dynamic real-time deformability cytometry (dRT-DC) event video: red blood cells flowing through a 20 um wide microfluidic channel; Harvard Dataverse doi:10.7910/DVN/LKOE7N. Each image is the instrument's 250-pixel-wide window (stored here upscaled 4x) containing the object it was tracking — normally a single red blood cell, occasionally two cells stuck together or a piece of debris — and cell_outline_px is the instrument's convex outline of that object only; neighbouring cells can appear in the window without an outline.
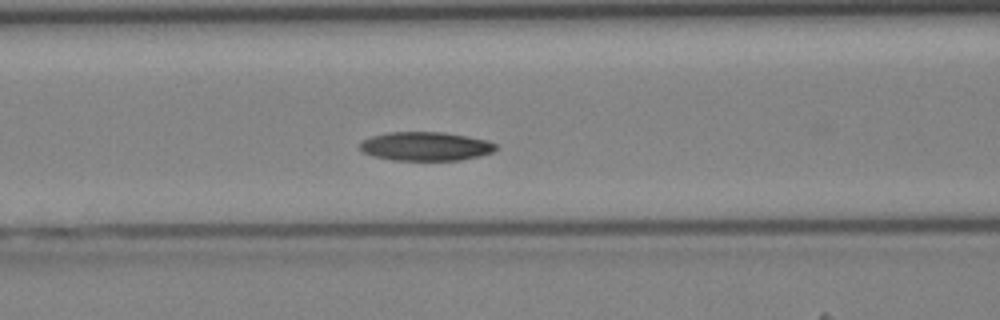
{"species": "Egyptian fruit bat (a non-hibernating species)", "species_latin": "Rousettus aegyptiacus", "temperature_condition": "cold", "stored_images_in_passage": 39, "camera_frame_rate_fps": 3000, "um_per_image_px": 0.085, "animal": {"sex": "female"}, "frame": {"image": 1, "passage_image": 13, "time_ms": 4.0, "image_size_px": [1000, 320], "cell_outline_px": [[496, 148], [492, 152], [480, 156], [460, 160], [392, 160], [372, 156], [364, 152], [360, 148], [360, 144], [364, 140], [372, 136], [388, 132], [444, 132], [468, 136], [488, 140], [496, 144]], "centroid_in_image_um": [36.2, 12.43], "position_along_channel_um": 130.4, "area_um2": 22.83}}
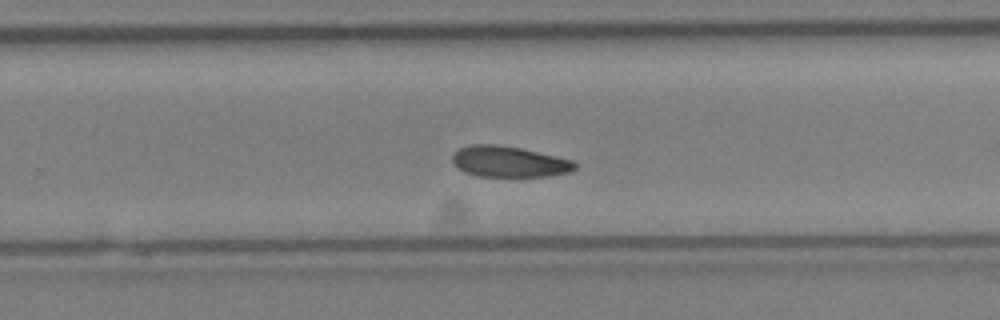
{"frame": {"image": 2, "passage_image": 23, "time_ms": 7.333, "image_size_px": [1000, 320], "cell_outline_px": [[576, 168], [572, 172], [548, 176], [476, 176], [464, 172], [452, 160], [452, 152], [456, 148], [468, 144], [496, 144], [520, 148], [572, 160], [576, 164]], "centroid_in_image_um": [43.23, 13.73], "position_along_channel_um": 286.6, "area_um2": 22.14}}
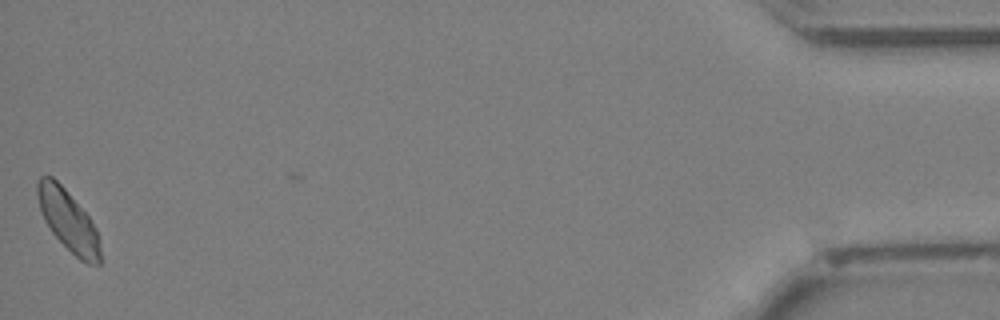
{"frame": {"image": 3, "passage_image": 38, "time_ms": 12.333, "image_size_px": [1000, 320], "cell_outline_px": [[100, 264], [88, 264], [80, 260], [52, 232], [44, 220], [40, 212], [36, 196], [36, 180], [40, 176], [52, 176], [64, 188], [88, 216], [96, 228], [100, 240]], "centroid_in_image_um": [5.77, 18.72], "position_along_channel_um": 429.4, "area_um2": 22.2}}